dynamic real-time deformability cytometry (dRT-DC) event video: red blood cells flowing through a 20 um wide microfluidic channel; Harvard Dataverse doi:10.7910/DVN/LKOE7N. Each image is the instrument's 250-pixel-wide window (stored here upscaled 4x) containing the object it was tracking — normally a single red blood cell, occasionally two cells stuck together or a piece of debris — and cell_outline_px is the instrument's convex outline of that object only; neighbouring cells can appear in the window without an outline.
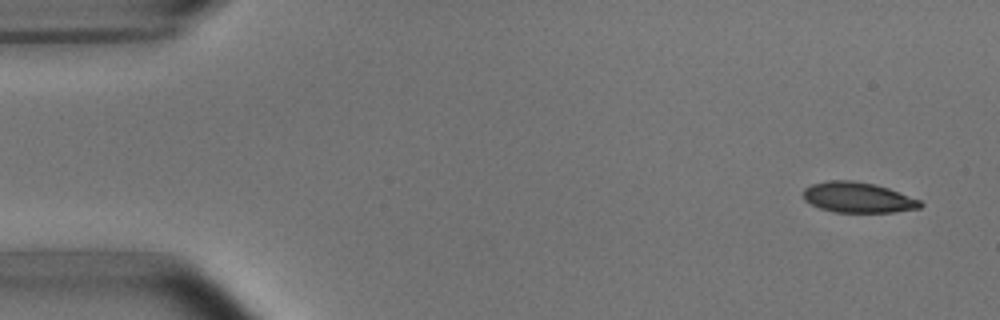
{"species": "common noctule bat (a hibernating species)", "species_latin": "Nyctalus noctula", "temperature_condition": "room temperature", "stored_images_in_passage": 4, "camera_frame_rate_fps": 3000, "um_per_image_px": 0.085, "animal": {"sex": "male", "body_mass_g": 15.6}, "frame": {"image": 1, "passage_image": 1, "time_ms": 0.0, "image_size_px": [1000, 320], "cell_outline_px": [[924, 204], [920, 208], [892, 212], [836, 212], [820, 208], [804, 200], [804, 188], [812, 184], [828, 180], [852, 180], [876, 184], [888, 188], [920, 200]], "centroid_in_image_um": [72.93, 16.78], "position_along_channel_um": 12.1, "area_um2": 20.69}}
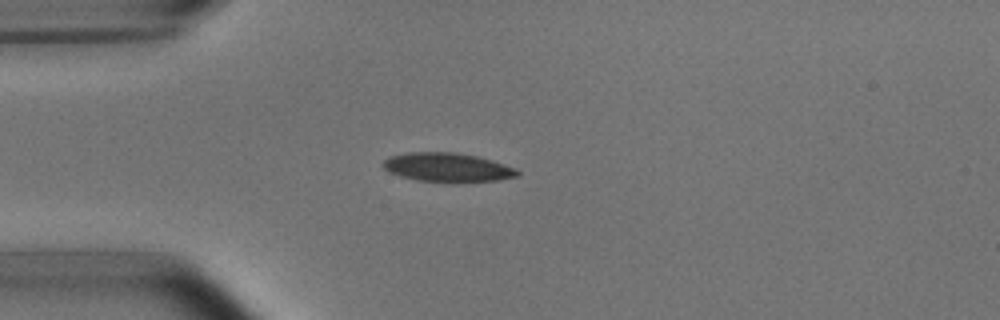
{"frame": {"image": 2, "passage_image": 4, "time_ms": 3.667, "image_size_px": [1000, 320], "cell_outline_px": [[520, 176], [500, 180], [452, 184], [416, 180], [400, 176], [384, 168], [384, 160], [388, 156], [408, 152], [456, 152], [476, 156], [492, 160], [516, 168], [520, 172]], "centroid_in_image_um": [38.09, 14.25], "position_along_channel_um": 46.9, "area_um2": 23.24}}